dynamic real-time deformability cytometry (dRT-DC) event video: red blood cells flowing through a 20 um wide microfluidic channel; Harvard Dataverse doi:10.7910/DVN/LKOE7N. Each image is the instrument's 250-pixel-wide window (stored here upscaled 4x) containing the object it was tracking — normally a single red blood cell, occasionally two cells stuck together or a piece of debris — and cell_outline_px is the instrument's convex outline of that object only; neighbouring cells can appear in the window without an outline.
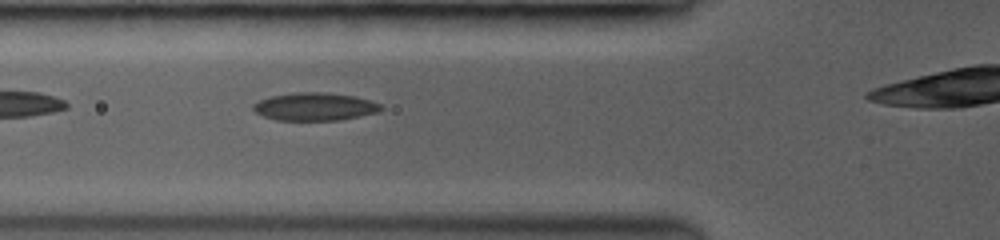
{"species": "common noctule bat (a hibernating species)", "species_latin": "Nyctalus noctula", "temperature_condition": "room temperature", "stored_images_in_passage": 33, "camera_frame_rate_fps": 3500, "um_per_image_px": 0.085, "animal": {"sex": "female", "body_mass_g": 19.0, "forearm_length_mm": 53.3}, "frame": {"image": 1, "passage_image": 4, "time_ms": 0.857, "image_size_px": [1000, 240], "cell_outline_px": [[384, 108], [376, 112], [336, 120], [276, 120], [264, 116], [256, 112], [252, 108], [252, 104], [260, 100], [272, 96], [300, 92], [316, 92], [352, 96], [368, 100], [380, 104]], "centroid_in_image_um": [26.7, 9.07], "position_along_channel_um": 99.1, "area_um2": 20.17}}
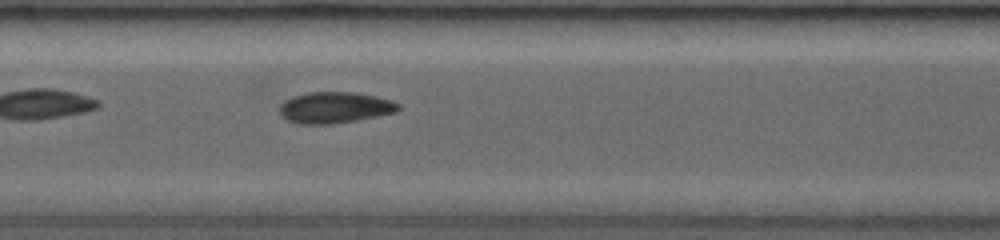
{"frame": {"image": 2, "passage_image": 11, "time_ms": 2.857, "image_size_px": [1000, 240], "cell_outline_px": [[400, 108], [396, 112], [356, 120], [332, 124], [300, 124], [288, 120], [280, 112], [280, 104], [284, 100], [296, 96], [312, 92], [352, 92], [376, 96], [400, 104]], "centroid_in_image_um": [28.46, 9.14], "position_along_channel_um": 178.9, "area_um2": 21.27}}
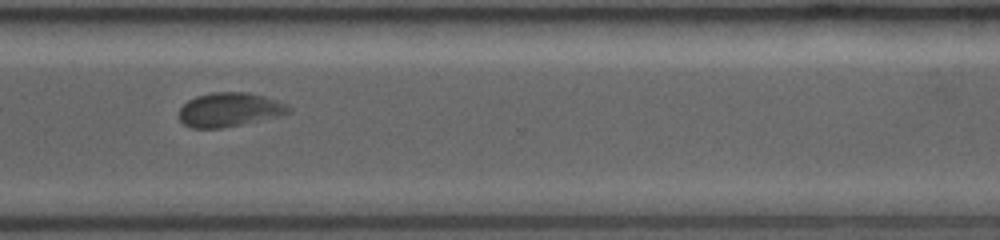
{"frame": {"image": 3, "passage_image": 26, "time_ms": 7.143, "image_size_px": [1000, 240], "cell_outline_px": [[292, 112], [280, 116], [220, 128], [192, 128], [184, 124], [180, 120], [180, 108], [188, 100], [196, 96], [212, 92], [244, 92], [264, 96], [288, 104], [292, 108]], "centroid_in_image_um": [19.53, 9.32], "position_along_channel_um": 351.1, "area_um2": 21.68}}